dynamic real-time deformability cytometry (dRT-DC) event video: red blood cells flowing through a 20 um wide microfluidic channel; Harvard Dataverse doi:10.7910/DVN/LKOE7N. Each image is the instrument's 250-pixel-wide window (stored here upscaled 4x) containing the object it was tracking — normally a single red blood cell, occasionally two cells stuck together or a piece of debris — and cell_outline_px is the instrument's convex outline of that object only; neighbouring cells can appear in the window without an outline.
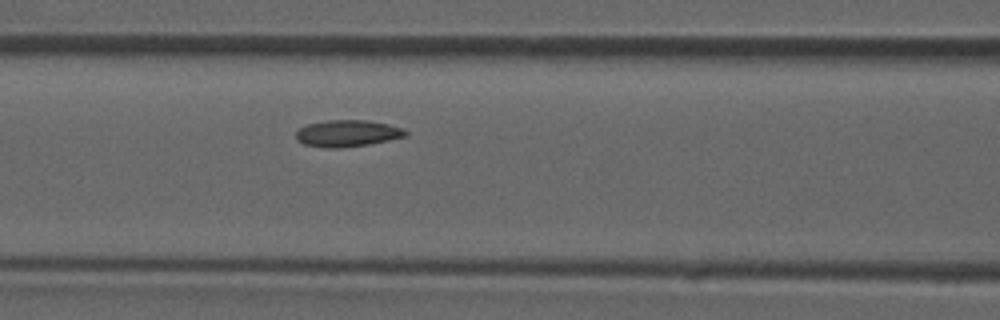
{"species": "common noctule bat (a hibernating species)", "species_latin": "Nyctalus noctula", "temperature_condition": "room temperature", "stored_images_in_passage": 29, "camera_frame_rate_fps": 3000, "um_per_image_px": 0.085, "animal": {"sex": "male", "forearm_length_mm": 52.5}, "frame": {"image": 1, "passage_image": 5, "time_ms": 1.333, "image_size_px": [1000, 320], "cell_outline_px": [[408, 132], [404, 136], [388, 140], [368, 144], [336, 148], [328, 148], [304, 144], [296, 140], [296, 132], [300, 128], [308, 124], [328, 120], [368, 120], [388, 124], [404, 128]], "centroid_in_image_um": [29.52, 11.33], "position_along_channel_um": 137.1, "area_um2": 16.88}}